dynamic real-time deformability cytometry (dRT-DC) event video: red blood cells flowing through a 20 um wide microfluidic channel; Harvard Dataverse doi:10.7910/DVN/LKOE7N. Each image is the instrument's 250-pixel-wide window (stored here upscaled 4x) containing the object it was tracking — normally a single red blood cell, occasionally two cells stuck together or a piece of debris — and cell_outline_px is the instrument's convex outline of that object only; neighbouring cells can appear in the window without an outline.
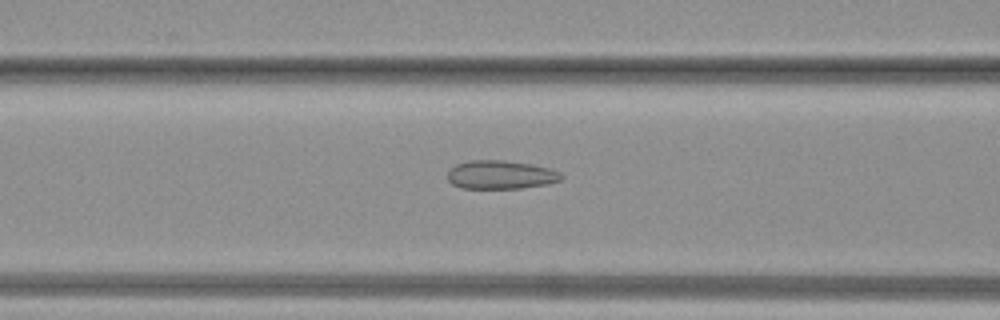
{"species": "common noctule bat (a hibernating species)", "species_latin": "Nyctalus noctula", "temperature_condition": "warm", "stored_images_in_passage": 32, "camera_frame_rate_fps": 3000, "um_per_image_px": 0.085, "animal": {"sex": "female", "body_mass_g": 19.3, "forearm_length_mm": 54.1}, "frame": {"image": 1, "passage_image": 8, "time_ms": 2.333, "image_size_px": [1000, 320], "cell_outline_px": [[564, 176], [560, 180], [548, 184], [520, 188], [460, 188], [452, 184], [448, 180], [448, 172], [456, 164], [468, 160], [504, 160], [532, 164], [548, 168], [560, 172]], "centroid_in_image_um": [42.56, 14.85], "position_along_channel_um": 124.0, "area_um2": 18.96}}
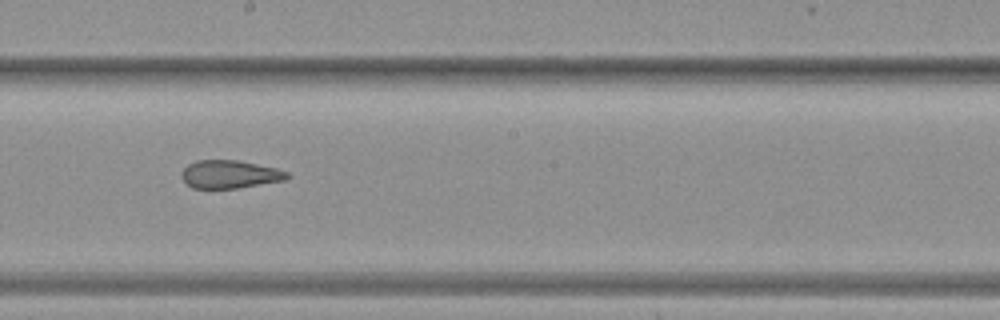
{"frame": {"image": 2, "passage_image": 14, "time_ms": 4.333, "image_size_px": [1000, 320], "cell_outline_px": [[288, 176], [284, 180], [236, 188], [192, 188], [180, 176], [180, 172], [188, 164], [196, 160], [236, 160], [276, 168], [288, 172]], "centroid_in_image_um": [19.48, 14.81], "position_along_channel_um": 228.7, "area_um2": 17.05}}
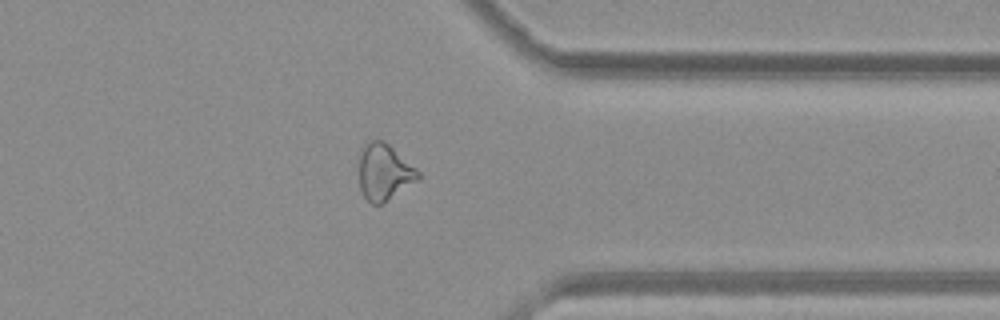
{"frame": {"image": 3, "passage_image": 23, "time_ms": 7.333, "image_size_px": [1000, 320], "cell_outline_px": [[420, 180], [384, 204], [372, 204], [364, 196], [360, 188], [360, 148], [364, 144], [372, 140], [384, 140], [416, 168], [420, 172]], "centroid_in_image_um": [32.69, 14.65], "position_along_channel_um": 378.7, "area_um2": 19.65}}